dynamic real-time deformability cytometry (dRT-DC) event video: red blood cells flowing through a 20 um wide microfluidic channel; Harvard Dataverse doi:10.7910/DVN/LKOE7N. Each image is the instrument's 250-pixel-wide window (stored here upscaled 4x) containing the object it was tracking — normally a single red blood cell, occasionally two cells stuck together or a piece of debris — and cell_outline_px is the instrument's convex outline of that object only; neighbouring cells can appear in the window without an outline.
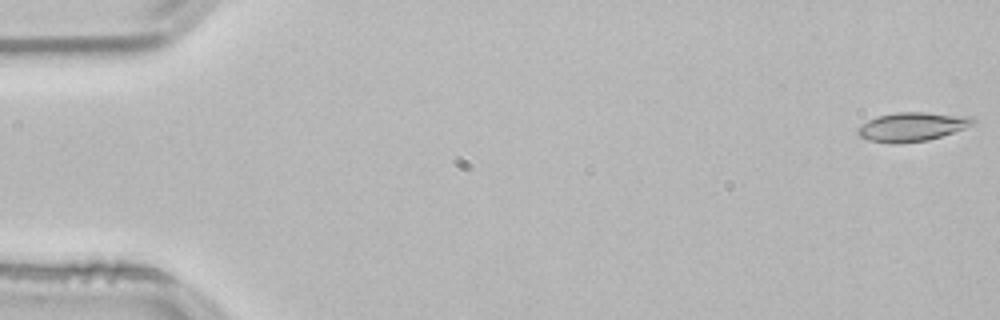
{"species": "common noctule bat (a hibernating species)", "species_latin": "Nyctalus noctula", "temperature_condition": "room temperature", "stored_images_in_passage": 51, "camera_frame_rate_fps": 3000, "um_per_image_px": 0.085, "animal": {"sex": "male", "body_mass_g": 21.5, "forearm_length_mm": 52.0}, "frame": {"image": 1, "passage_image": 1, "time_ms": 0.0, "image_size_px": [1000, 320], "cell_outline_px": [[976, 124], [928, 140], [896, 144], [892, 144], [868, 140], [860, 136], [856, 132], [856, 128], [868, 120], [876, 116], [896, 112], [924, 112], [972, 116], [976, 120]], "centroid_in_image_um": [77.51, 10.77], "position_along_channel_um": 7.5, "area_um2": 19.59}}
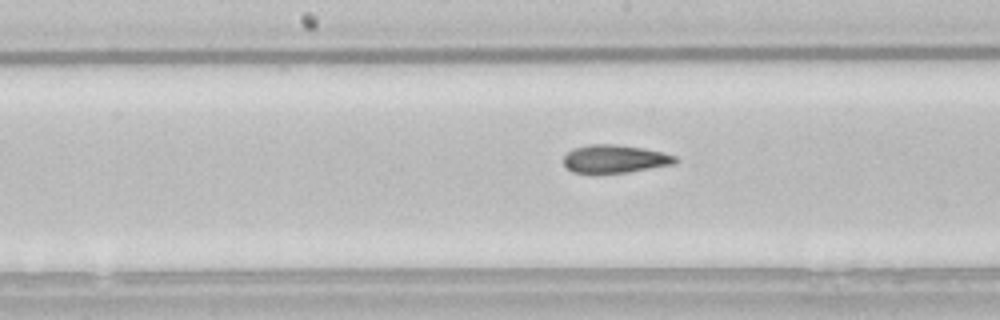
{"frame": {"image": 2, "passage_image": 27, "time_ms": 8.667, "image_size_px": [1000, 320], "cell_outline_px": [[680, 160], [676, 164], [628, 172], [592, 176], [572, 172], [564, 164], [564, 156], [572, 148], [592, 144], [616, 144], [644, 148], [664, 152], [676, 156]], "centroid_in_image_um": [52.26, 13.54], "position_along_channel_um": 195.9, "area_um2": 19.07}}
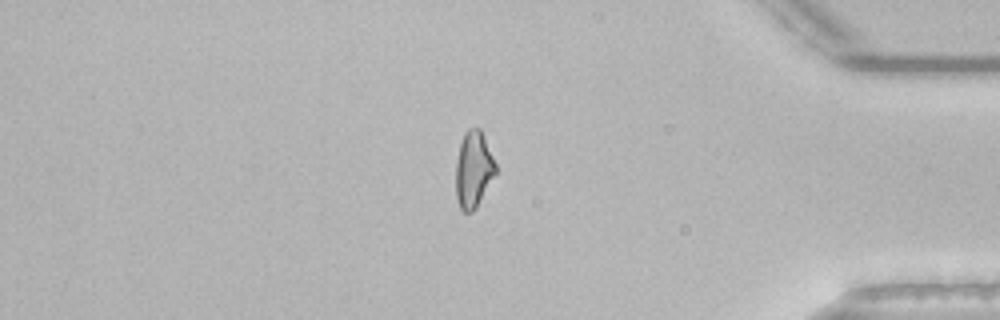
{"frame": {"image": 3, "passage_image": 45, "time_ms": 14.667, "image_size_px": [1000, 320], "cell_outline_px": [[496, 172], [476, 208], [472, 212], [464, 212], [460, 208], [456, 200], [456, 160], [460, 140], [464, 132], [468, 128], [480, 128], [484, 136], [496, 164]], "centroid_in_image_um": [40.22, 14.39], "position_along_channel_um": 395.0, "area_um2": 17.8}, "authors_computed_cell_mechanics": {"area_um2": 18.6694, "velocity_mm_per_s": 3.828, "shape_relaxation_time_tau1_ms": 7.1801, "shape_relaxation_time_tau2_ms": 2.6545, "deformation_change_tau1": 0.1942, "deformation_change_tau2": 0.0972}}